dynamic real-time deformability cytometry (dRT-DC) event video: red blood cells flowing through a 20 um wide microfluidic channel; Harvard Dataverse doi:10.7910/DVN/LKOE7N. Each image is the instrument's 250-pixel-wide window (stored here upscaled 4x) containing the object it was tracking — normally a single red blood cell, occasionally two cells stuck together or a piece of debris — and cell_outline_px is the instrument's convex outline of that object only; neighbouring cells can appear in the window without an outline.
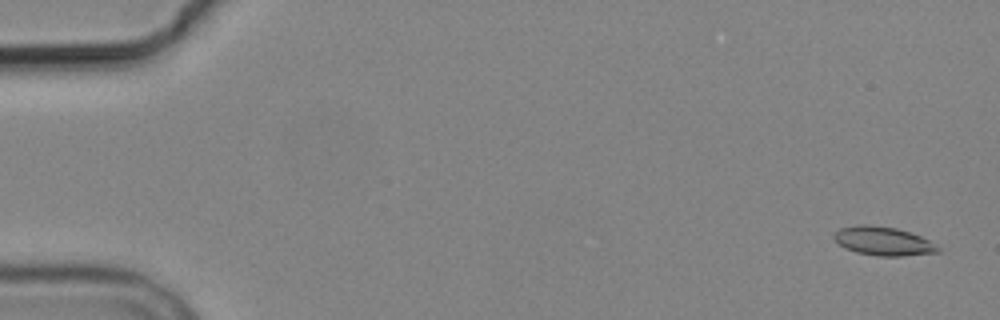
{"species": "common noctule bat (a hibernating species)", "species_latin": "Nyctalus noctula", "temperature_condition": "cold", "stored_images_in_passage": 5, "camera_frame_rate_fps": 3000, "um_per_image_px": 0.085, "animal": {"sex": "male", "body_mass_g": 19.2, "forearm_length_mm": 51.8}, "frame": {"image": 1, "passage_image": 1, "time_ms": 0.0, "image_size_px": [1000, 320], "cell_outline_px": [[940, 252], [904, 256], [880, 256], [856, 252], [844, 248], [832, 236], [840, 228], [864, 224], [896, 228], [920, 236], [928, 240], [940, 248]], "centroid_in_image_um": [75.08, 20.5], "position_along_channel_um": 9.9, "area_um2": 17.17}}